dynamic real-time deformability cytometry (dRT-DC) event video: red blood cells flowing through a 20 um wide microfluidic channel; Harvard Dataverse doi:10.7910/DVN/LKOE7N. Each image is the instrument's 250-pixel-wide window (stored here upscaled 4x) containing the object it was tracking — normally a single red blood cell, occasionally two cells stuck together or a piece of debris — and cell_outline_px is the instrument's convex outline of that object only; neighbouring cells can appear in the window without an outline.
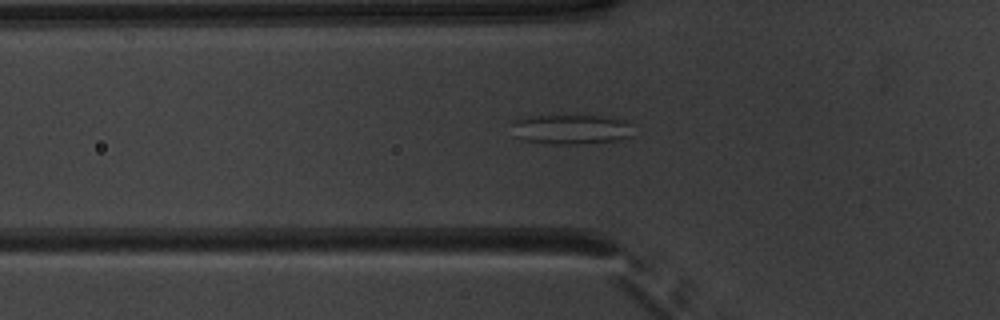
{"species": "common noctule bat (a hibernating species)", "species_latin": "Nyctalus noctula", "temperature_condition": "warm", "stored_images_in_passage": 49, "camera_frame_rate_fps": 3000, "um_per_image_px": 0.085, "animal": {"sex": "male", "body_mass_g": 20.1, "forearm_length_mm": 53.5}, "frame": {"image": 1, "passage_image": 16, "time_ms": 5.0, "image_size_px": [1000, 320], "cell_outline_px": [[632, 136], [616, 140], [576, 144], [552, 144], [524, 140], [512, 136], [508, 120], [532, 116], [600, 116], [628, 120]], "centroid_in_image_um": [48.42, 10.99], "position_along_channel_um": 77.4, "area_um2": 21.33}}
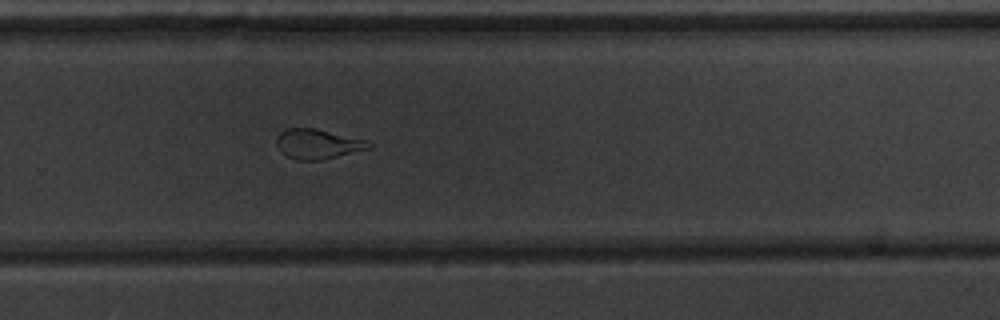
{"frame": {"image": 2, "passage_image": 33, "time_ms": 10.667, "image_size_px": [1000, 320], "cell_outline_px": [[372, 148], [320, 160], [296, 160], [288, 156], [276, 144], [276, 136], [284, 128], [316, 128], [364, 140], [372, 144]], "centroid_in_image_um": [26.99, 12.23], "position_along_channel_um": 302.8, "area_um2": 15.84}}
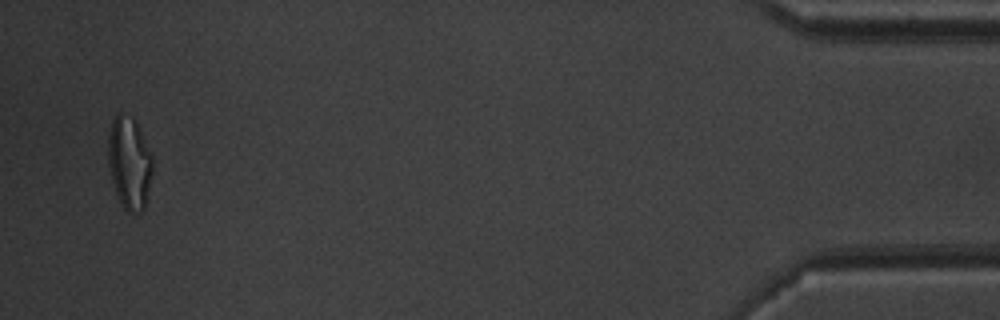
{"frame": {"image": 3, "passage_image": 48, "time_ms": 15.667, "image_size_px": [1000, 320], "cell_outline_px": [[152, 172], [144, 208], [140, 212], [128, 212], [120, 204], [112, 180], [108, 164], [108, 136], [112, 120], [120, 112], [132, 116], [136, 120], [152, 156]], "centroid_in_image_um": [10.99, 13.81], "position_along_channel_um": 424.2, "area_um2": 23.87}, "authors_computed_cell_mechanics": {"area_um2": 20.6924, "velocity_mm_per_s": 3.9695, "shape_relaxation_time_tau1_ms": null, "shape_relaxation_time_tau2_ms": 1.5729, "deformation_change_tau1": null, "deformation_change_tau2": 0.0983}}